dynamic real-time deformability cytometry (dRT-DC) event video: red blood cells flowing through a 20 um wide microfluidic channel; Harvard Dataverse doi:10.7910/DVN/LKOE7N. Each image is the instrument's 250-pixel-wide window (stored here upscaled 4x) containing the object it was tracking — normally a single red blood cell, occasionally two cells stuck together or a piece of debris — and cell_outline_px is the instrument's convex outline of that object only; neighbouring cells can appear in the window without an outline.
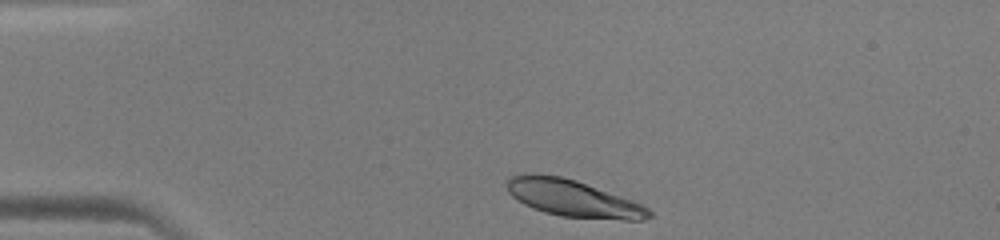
{"species": "human", "species_latin": "Homo sapiens", "temperature_condition": "warm", "stored_images_in_passage": 32, "camera_frame_rate_fps": 3000, "um_per_image_px": 0.085, "donor": {"sex": "male"}, "frame": {"image": 1, "passage_image": 1, "time_ms": 0.0, "image_size_px": [1000, 240], "cell_outline_px": [[652, 216], [644, 220], [624, 220], [560, 216], [544, 212], [532, 208], [524, 204], [512, 196], [508, 192], [508, 180], [512, 176], [532, 172], [560, 176], [576, 180], [632, 200], [648, 208], [652, 212]], "centroid_in_image_um": [48.71, 16.86], "position_along_channel_um": 36.3, "area_um2": 30.4}}
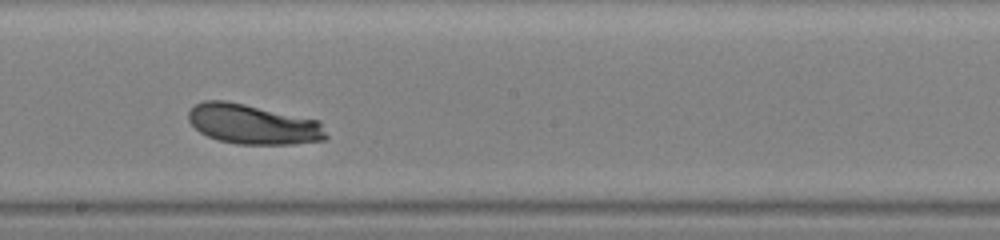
{"frame": {"image": 2, "passage_image": 18, "time_ms": 5.667, "image_size_px": [1000, 240], "cell_outline_px": [[328, 136], [324, 140], [292, 144], [236, 144], [220, 140], [208, 136], [200, 132], [188, 120], [188, 112], [196, 104], [204, 100], [224, 100], [244, 104], [320, 120]], "centroid_in_image_um": [21.53, 10.56], "position_along_channel_um": 226.7, "area_um2": 31.91}}
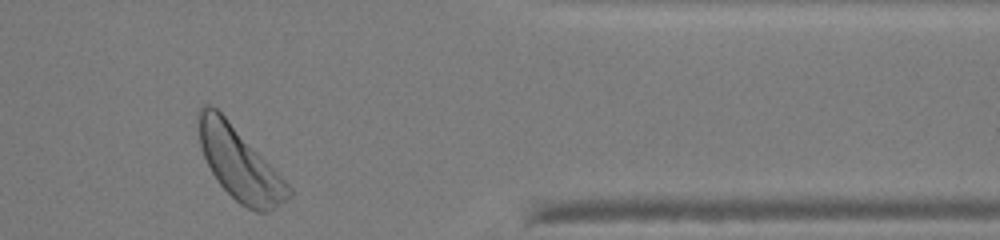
{"frame": {"image": 3, "passage_image": 31, "time_ms": 10.0, "image_size_px": [1000, 240], "cell_outline_px": [[292, 196], [272, 208], [264, 212], [256, 212], [240, 204], [220, 184], [212, 172], [204, 156], [200, 144], [200, 108], [204, 104], [208, 104], [216, 108], [228, 120], [292, 188]], "centroid_in_image_um": [20.37, 13.95], "position_along_channel_um": 391.0, "area_um2": 36.47}}